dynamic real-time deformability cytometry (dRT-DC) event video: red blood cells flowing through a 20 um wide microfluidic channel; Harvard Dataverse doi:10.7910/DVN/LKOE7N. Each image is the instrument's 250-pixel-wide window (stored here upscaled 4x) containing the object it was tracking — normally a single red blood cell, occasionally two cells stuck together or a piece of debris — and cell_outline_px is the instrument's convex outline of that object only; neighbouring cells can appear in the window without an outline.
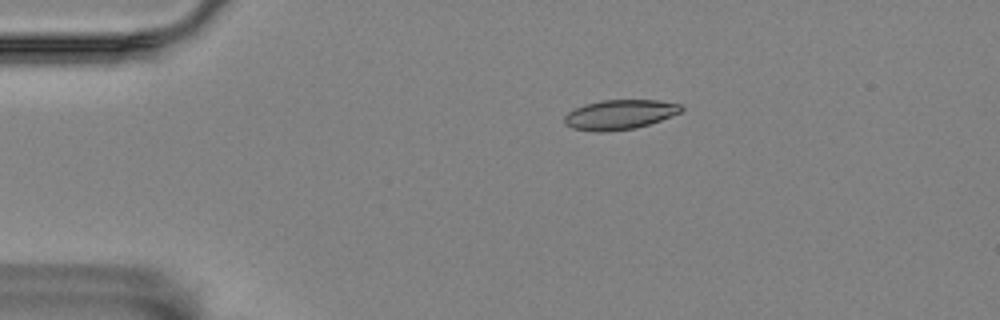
{"species": "Egyptian fruit bat (a non-hibernating species)", "species_latin": "Rousettus aegyptiacus", "temperature_condition": "room temperature", "stored_images_in_passage": 13, "camera_frame_rate_fps": 3000, "um_per_image_px": 0.085, "animal": {"sex": "female"}, "frame": {"image": 1, "passage_image": 2, "time_ms": 0.333, "image_size_px": [1000, 320], "cell_outline_px": [[684, 108], [680, 112], [660, 120], [636, 128], [604, 132], [600, 132], [572, 128], [564, 124], [564, 116], [568, 112], [584, 104], [600, 100], [656, 100], [680, 104]], "centroid_in_image_um": [52.64, 9.74], "position_along_channel_um": 32.4, "area_um2": 20.11}}
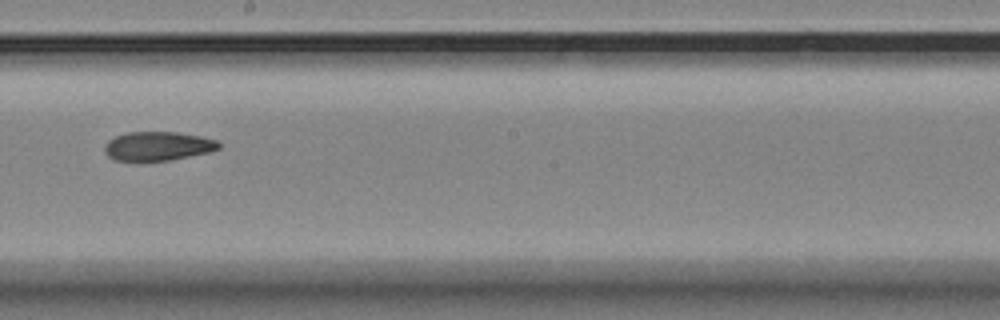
{"frame": {"image": 2, "passage_image": 7, "time_ms": 2.0, "image_size_px": [1000, 320], "cell_outline_px": [[220, 148], [212, 152], [168, 160], [116, 160], [108, 156], [104, 152], [104, 148], [108, 140], [116, 136], [128, 132], [176, 132], [200, 136], [216, 140], [220, 144]], "centroid_in_image_um": [13.43, 12.41], "position_along_channel_um": 234.8, "area_um2": 19.13}}
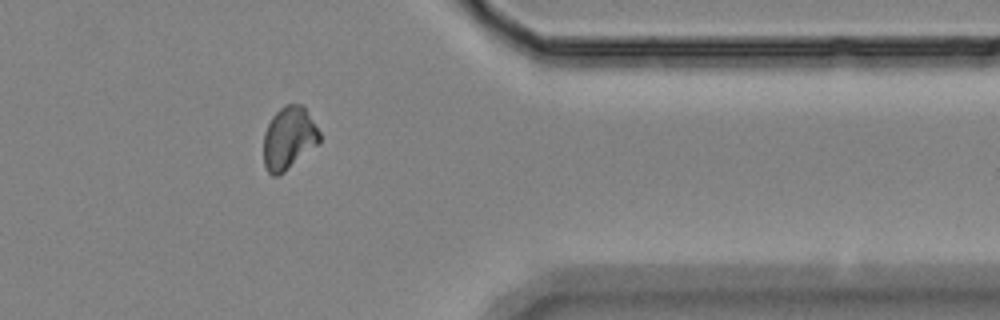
{"frame": {"image": 3, "passage_image": 11, "time_ms": 3.333, "image_size_px": [1000, 320], "cell_outline_px": [[320, 140], [316, 144], [284, 172], [276, 176], [272, 176], [268, 172], [264, 164], [264, 132], [272, 116], [284, 104], [300, 104], [304, 108], [320, 132]], "centroid_in_image_um": [24.51, 11.73], "position_along_channel_um": 386.9, "area_um2": 20.0}}